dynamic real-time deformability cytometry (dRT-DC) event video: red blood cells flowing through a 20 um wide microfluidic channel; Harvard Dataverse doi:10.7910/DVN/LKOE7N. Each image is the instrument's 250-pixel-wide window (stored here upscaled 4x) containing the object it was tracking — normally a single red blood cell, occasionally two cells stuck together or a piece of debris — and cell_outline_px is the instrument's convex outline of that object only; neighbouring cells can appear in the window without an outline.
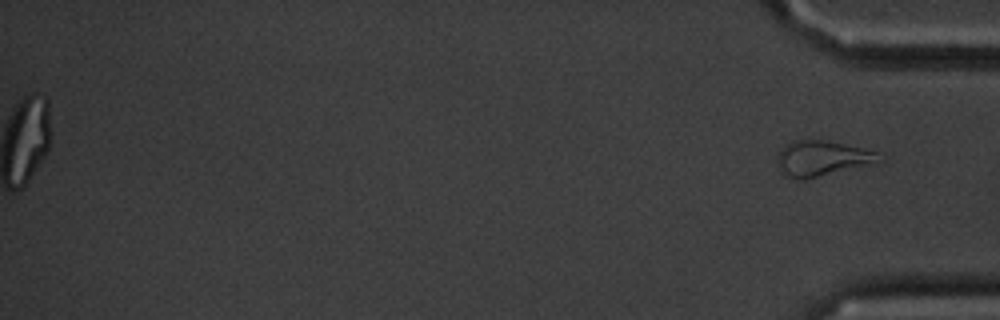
{"species": "common noctule bat (a hibernating species)", "species_latin": "Nyctalus noctula", "temperature_condition": "cold", "stored_images_in_passage": 50, "segment_of_instrument_passage": [2, 2], "camera_frame_rate_fps": 3000, "um_per_image_px": 0.085, "animal": {"sex": "male", "body_mass_g": 20.1, "forearm_length_mm": 53.5}, "frame": {"image": 1, "passage_image": 50, "time_ms": 16.333, "image_size_px": [1000, 320], "cell_outline_px": [[884, 160], [876, 164], [804, 180], [796, 180], [784, 176], [780, 168], [780, 152], [784, 144], [792, 140], [828, 140], [876, 152]], "centroid_in_image_um": [69.91, 13.48], "position_along_channel_um": 365.3, "area_um2": 21.1}}